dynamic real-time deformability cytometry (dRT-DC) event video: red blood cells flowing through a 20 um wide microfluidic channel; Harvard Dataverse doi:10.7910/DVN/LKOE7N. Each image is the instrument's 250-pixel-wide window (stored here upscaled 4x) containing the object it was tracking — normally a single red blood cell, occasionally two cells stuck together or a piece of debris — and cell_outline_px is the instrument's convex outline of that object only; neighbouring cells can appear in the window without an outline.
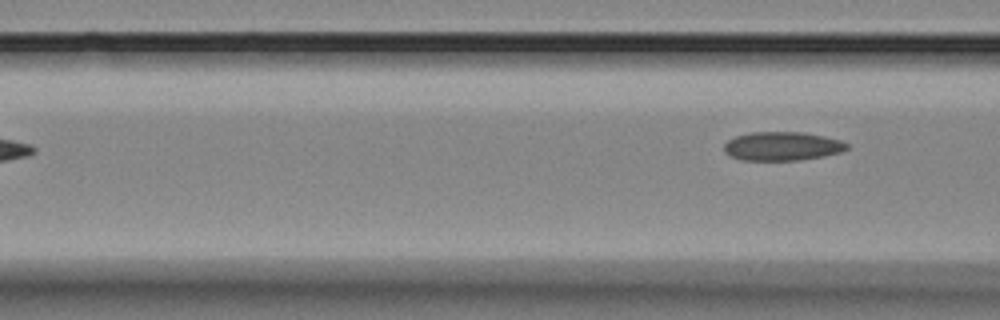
{"species": "Egyptian fruit bat (a non-hibernating species)", "species_latin": "Rousettus aegyptiacus", "temperature_condition": "room temperature", "stored_images_in_passage": 6, "camera_frame_rate_fps": 3000, "um_per_image_px": 0.085, "animal": {"sex": "female"}, "frame": {"image": 1, "passage_image": 6, "time_ms": 6.667, "image_size_px": [1000, 320], "cell_outline_px": [[848, 148], [840, 152], [824, 156], [800, 160], [740, 160], [728, 156], [724, 152], [724, 144], [728, 140], [736, 136], [752, 132], [804, 132], [824, 136], [840, 140], [848, 144]], "centroid_in_image_um": [66.46, 12.43], "position_along_channel_um": 100.1, "area_um2": 20.69}}